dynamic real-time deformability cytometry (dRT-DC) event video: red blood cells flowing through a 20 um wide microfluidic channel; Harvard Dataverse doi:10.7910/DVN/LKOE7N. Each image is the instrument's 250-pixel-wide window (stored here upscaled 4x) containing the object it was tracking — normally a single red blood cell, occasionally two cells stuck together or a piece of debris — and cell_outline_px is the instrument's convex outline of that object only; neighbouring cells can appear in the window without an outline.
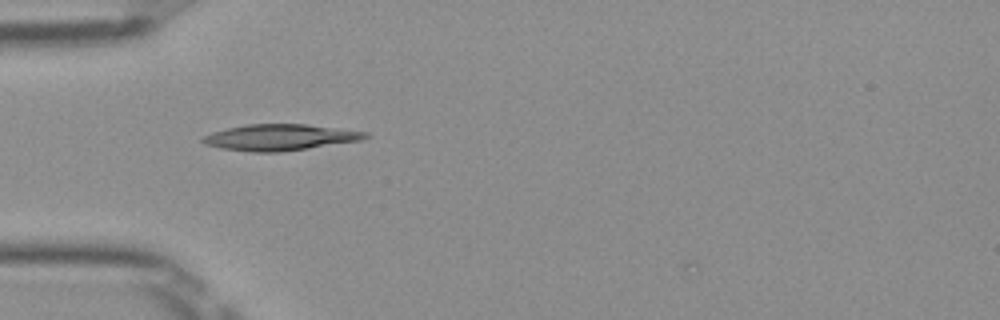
{"species": "Egyptian fruit bat (a non-hibernating species)", "species_latin": "Rousettus aegyptiacus", "temperature_condition": "room temperature", "stored_images_in_passage": 38, "camera_frame_rate_fps": 3000, "um_per_image_px": 0.085, "frame": {"image": 1, "passage_image": 3, "time_ms": 0.667, "image_size_px": [1000, 320], "cell_outline_px": [[372, 136], [360, 140], [308, 148], [280, 152], [252, 152], [220, 148], [204, 144], [200, 140], [204, 136], [212, 132], [228, 128], [248, 124], [304, 124], [368, 132]], "centroid_in_image_um": [23.78, 11.68], "position_along_channel_um": 61.2, "area_um2": 24.62}}
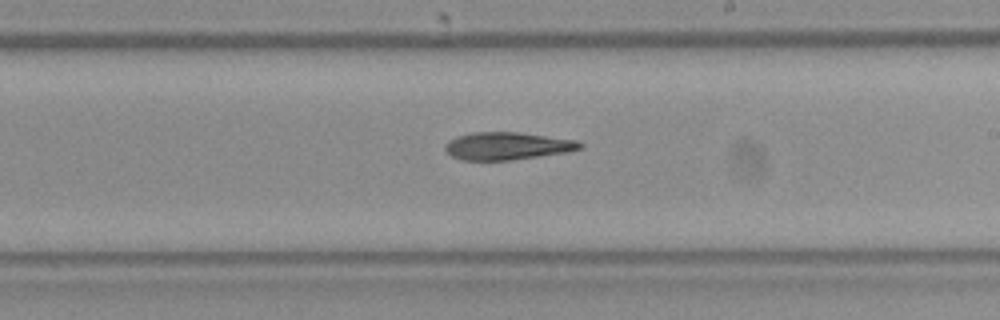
{"frame": {"image": 2, "passage_image": 17, "time_ms": 5.333, "image_size_px": [1000, 320], "cell_outline_px": [[584, 148], [568, 152], [508, 160], [464, 160], [452, 156], [444, 152], [444, 144], [448, 140], [456, 136], [472, 132], [516, 132], [576, 140], [584, 144]], "centroid_in_image_um": [43.08, 12.4], "position_along_channel_um": 245.9, "area_um2": 21.73}}
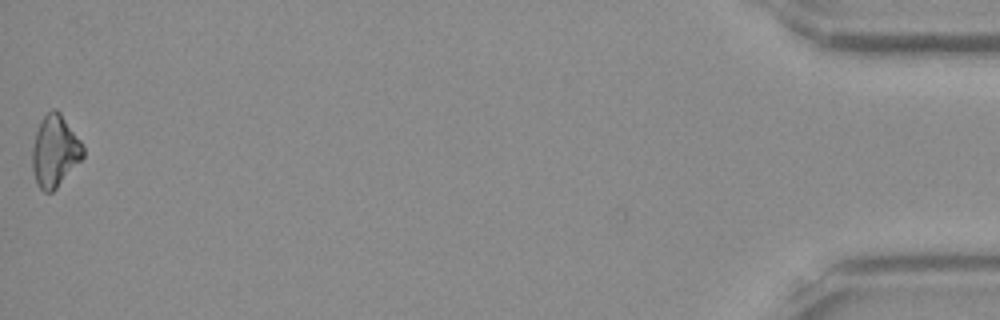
{"frame": {"image": 3, "passage_image": 38, "time_ms": 12.333, "image_size_px": [1000, 320], "cell_outline_px": [[84, 156], [56, 188], [52, 192], [44, 192], [36, 184], [32, 168], [32, 148], [36, 132], [44, 116], [52, 108], [56, 108], [60, 112], [80, 140], [84, 148]], "centroid_in_image_um": [4.65, 12.85], "position_along_channel_um": 430.5, "area_um2": 20.98}}